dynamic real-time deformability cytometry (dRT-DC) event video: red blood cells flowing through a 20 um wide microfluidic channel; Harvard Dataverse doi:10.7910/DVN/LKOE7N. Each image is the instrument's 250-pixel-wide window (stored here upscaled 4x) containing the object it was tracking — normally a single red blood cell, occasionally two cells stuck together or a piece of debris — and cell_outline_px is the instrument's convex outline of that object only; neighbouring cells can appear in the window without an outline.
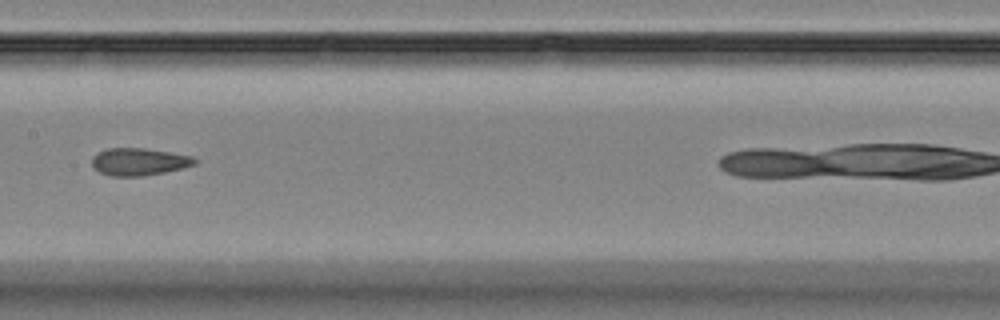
{"species": "Egyptian fruit bat (a non-hibernating species)", "species_latin": "Rousettus aegyptiacus", "temperature_condition": "room temperature", "stored_images_in_passage": 7, "camera_frame_rate_fps": 3000, "um_per_image_px": 0.085, "animal": {"sex": "female"}, "frame": {"image": 1, "passage_image": 4, "time_ms": 3.667, "image_size_px": [1000, 320], "cell_outline_px": [[196, 164], [184, 168], [144, 176], [112, 176], [100, 172], [92, 164], [92, 156], [108, 148], [144, 148], [192, 156], [196, 160]], "centroid_in_image_um": [11.83, 13.75], "position_along_channel_um": 195.6, "area_um2": 16.24}}
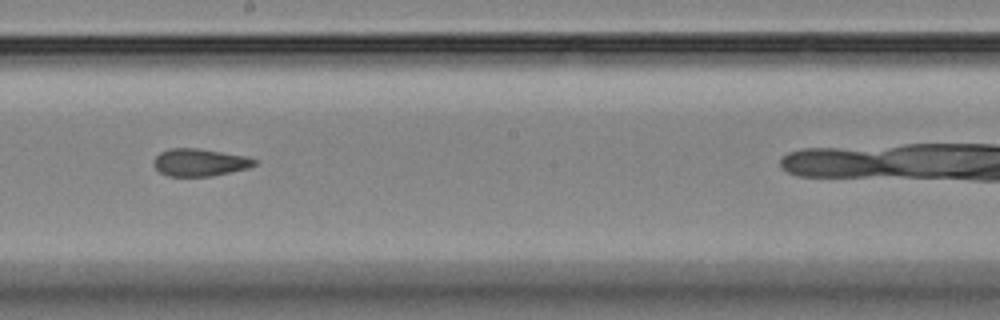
{"frame": {"image": 2, "passage_image": 5, "time_ms": 4.667, "image_size_px": [1000, 320], "cell_outline_px": [[256, 164], [248, 168], [212, 176], [168, 176], [160, 172], [152, 164], [156, 156], [160, 152], [172, 148], [196, 148], [244, 156], [256, 160]], "centroid_in_image_um": [16.94, 13.81], "position_along_channel_um": 231.3, "area_um2": 15.9}}